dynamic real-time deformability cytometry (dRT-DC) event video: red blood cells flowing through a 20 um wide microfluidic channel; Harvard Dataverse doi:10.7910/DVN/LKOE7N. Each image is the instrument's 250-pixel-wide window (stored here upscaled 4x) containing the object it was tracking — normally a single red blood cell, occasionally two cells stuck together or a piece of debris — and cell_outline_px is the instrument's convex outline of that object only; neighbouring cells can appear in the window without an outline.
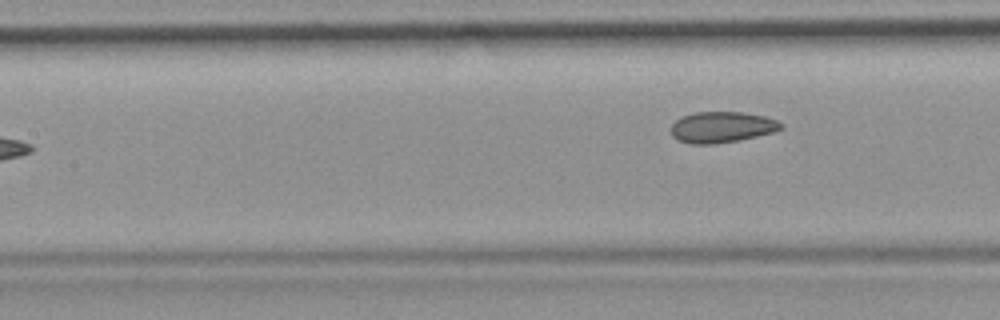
{"species": "common noctule bat (a hibernating species)", "species_latin": "Nyctalus noctula", "temperature_condition": "room temperature", "stored_images_in_passage": 7, "camera_frame_rate_fps": 3000, "um_per_image_px": 0.085, "animal": {"sex": "female", "body_mass_g": 19.9}, "frame": {"image": 1, "passage_image": 7, "time_ms": 8.667, "image_size_px": [1000, 320], "cell_outline_px": [[784, 128], [772, 132], [740, 140], [716, 144], [688, 144], [676, 140], [672, 136], [672, 124], [680, 116], [696, 112], [740, 112], [764, 116], [776, 120], [784, 124]], "centroid_in_image_um": [61.33, 10.81], "position_along_channel_um": 146.1, "area_um2": 20.0}}